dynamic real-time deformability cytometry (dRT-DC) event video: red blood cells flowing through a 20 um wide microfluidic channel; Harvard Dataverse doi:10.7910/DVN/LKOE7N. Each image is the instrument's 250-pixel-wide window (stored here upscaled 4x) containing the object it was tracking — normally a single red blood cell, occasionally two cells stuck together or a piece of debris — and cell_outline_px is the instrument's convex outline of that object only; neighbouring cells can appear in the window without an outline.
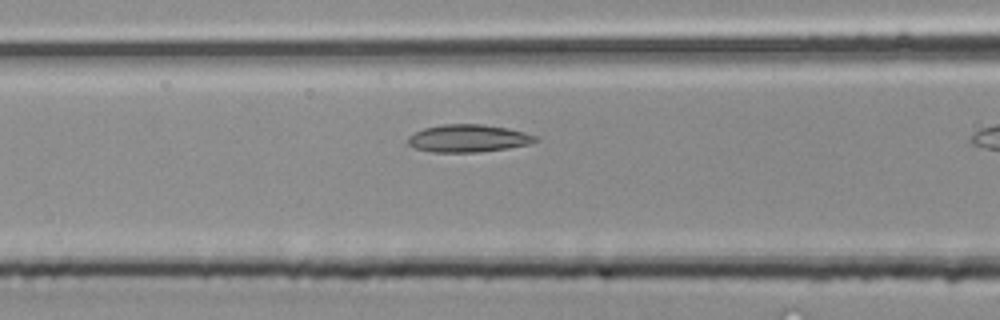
{"species": "common noctule bat (a hibernating species)", "species_latin": "Nyctalus noctula", "temperature_condition": "room temperature", "stored_images_in_passage": 7, "camera_frame_rate_fps": 3000, "um_per_image_px": 0.085, "animal": {"sex": "male", "body_mass_g": 20.4}, "frame": {"image": 1, "passage_image": 6, "time_ms": 1.667, "image_size_px": [1000, 320], "cell_outline_px": [[540, 140], [528, 144], [508, 148], [476, 152], [432, 152], [416, 148], [408, 144], [408, 136], [424, 128], [440, 124], [480, 124], [508, 128], [524, 132], [536, 136]], "centroid_in_image_um": [39.8, 11.75], "position_along_channel_um": 126.8, "area_um2": 20.4}}